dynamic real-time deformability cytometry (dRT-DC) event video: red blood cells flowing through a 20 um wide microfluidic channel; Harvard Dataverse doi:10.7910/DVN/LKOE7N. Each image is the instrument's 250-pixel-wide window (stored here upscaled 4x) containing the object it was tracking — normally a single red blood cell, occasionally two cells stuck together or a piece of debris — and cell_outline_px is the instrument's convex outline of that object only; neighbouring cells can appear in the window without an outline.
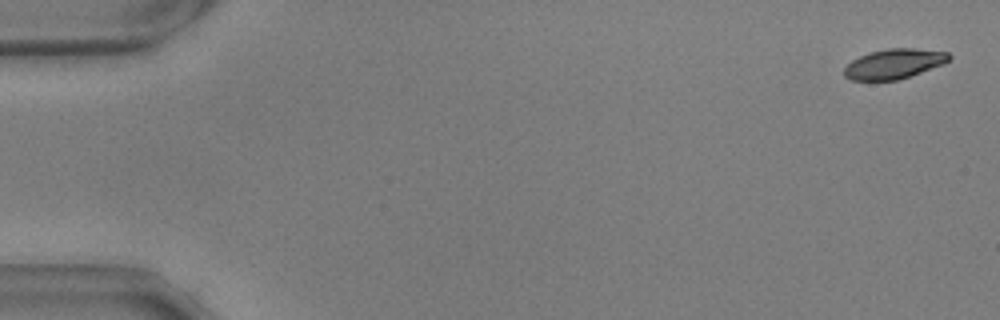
{"species": "common noctule bat (a hibernating species)", "species_latin": "Nyctalus noctula", "temperature_condition": "warm", "stored_images_in_passage": 56, "camera_frame_rate_fps": 3000, "um_per_image_px": 0.085, "animal": {"sex": "male", "body_mass_g": 17.9, "forearm_length_mm": 54.2}, "frame": {"image": 1, "passage_image": 2, "time_ms": 0.333, "image_size_px": [1000, 320], "cell_outline_px": [[952, 56], [944, 64], [896, 80], [848, 80], [844, 76], [844, 68], [852, 60], [860, 56], [872, 52], [888, 48], [912, 48], [948, 52]], "centroid_in_image_um": [75.98, 5.42], "position_along_channel_um": 9.0, "area_um2": 18.03}}
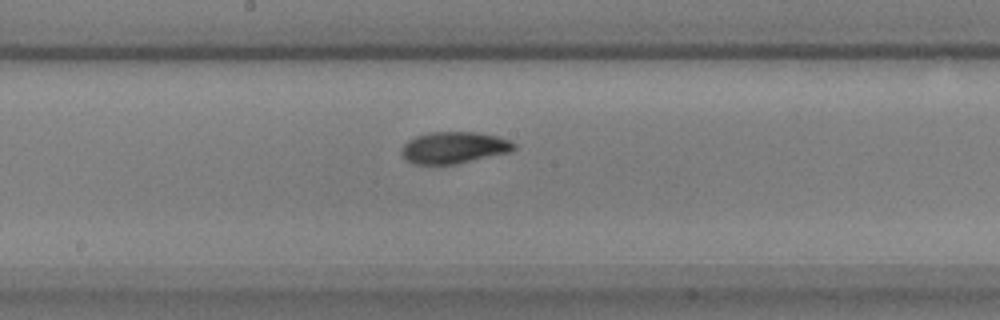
{"frame": {"image": 2, "passage_image": 30, "time_ms": 9.667, "image_size_px": [1000, 320], "cell_outline_px": [[516, 148], [512, 152], [456, 164], [412, 164], [400, 152], [404, 144], [408, 140], [416, 136], [428, 132], [476, 132], [496, 136], [508, 140], [516, 144]], "centroid_in_image_um": [38.6, 12.55], "position_along_channel_um": 209.6, "area_um2": 20.81}}
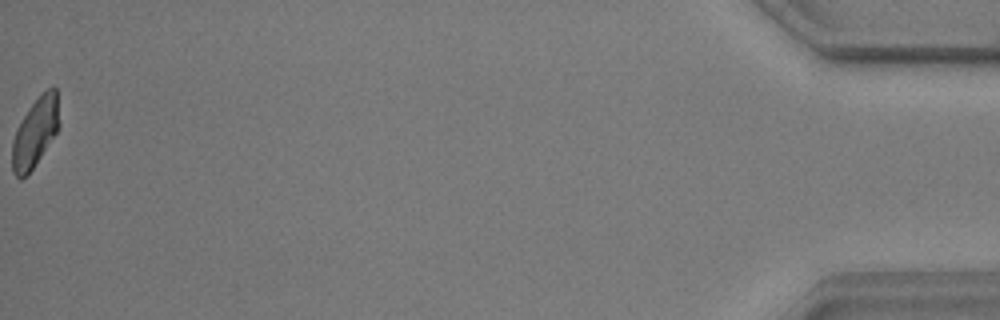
{"frame": {"image": 3, "passage_image": 56, "time_ms": 18.333, "image_size_px": [1000, 320], "cell_outline_px": [[60, 124], [56, 132], [28, 176], [20, 180], [12, 172], [12, 140], [16, 128], [28, 108], [48, 88], [56, 88]], "centroid_in_image_um": [2.96, 11.31], "position_along_channel_um": 432.2, "area_um2": 18.9}, "authors_computed_cell_mechanics": {"area_um2": 19.9699, "velocity_mm_per_s": 3.6746, "shape_relaxation_time_tau1_ms": 2.6946, "shape_relaxation_time_tau2_ms": 3.3044, "deformation_change_tau1": 0.1617, "deformation_change_tau2": 0.076}}